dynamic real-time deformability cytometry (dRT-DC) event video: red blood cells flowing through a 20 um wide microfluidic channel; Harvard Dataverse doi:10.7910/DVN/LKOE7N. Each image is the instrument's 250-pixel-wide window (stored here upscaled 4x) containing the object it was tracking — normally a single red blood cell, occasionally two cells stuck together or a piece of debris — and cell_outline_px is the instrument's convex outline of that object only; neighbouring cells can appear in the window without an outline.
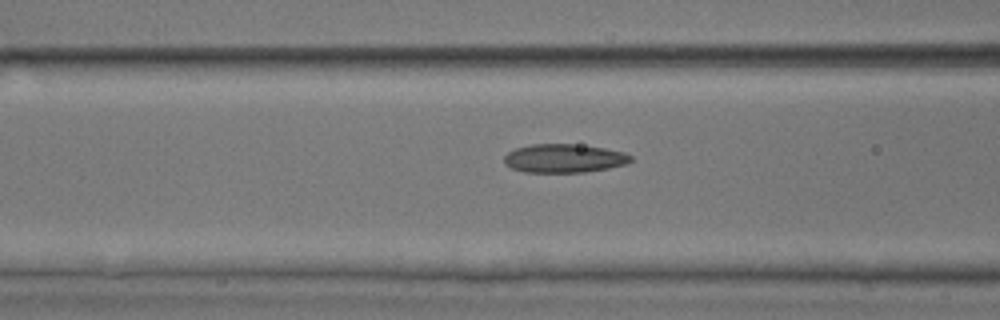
{"species": "common noctule bat (a hibernating species)", "species_latin": "Nyctalus noctula", "temperature_condition": "room temperature", "stored_images_in_passage": 26, "camera_frame_rate_fps": 3000, "um_per_image_px": 0.085, "animal": {"sex": "male", "body_mass_g": 17.9, "forearm_length_mm": 54.2}, "frame": {"image": 1, "passage_image": 5, "time_ms": 1.333, "image_size_px": [1000, 320], "cell_outline_px": [[632, 160], [628, 164], [608, 168], [584, 172], [524, 172], [512, 168], [504, 164], [504, 156], [508, 152], [516, 148], [532, 144], [572, 144], [604, 148], [624, 152], [632, 156]], "centroid_in_image_um": [47.95, 13.46], "position_along_channel_um": 118.7, "area_um2": 21.1}}
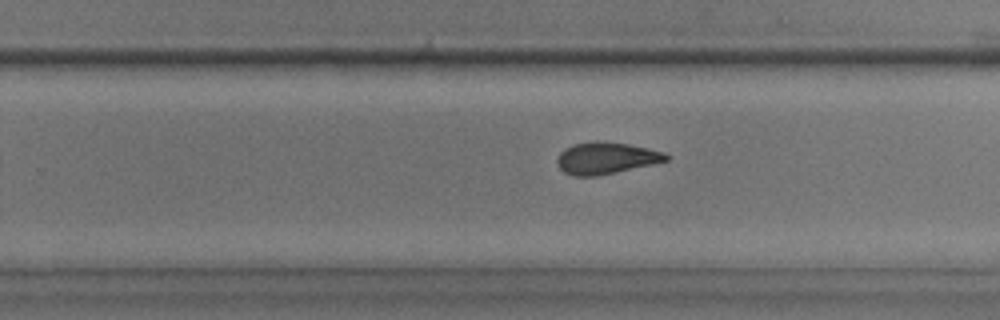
{"frame": {"image": 2, "passage_image": 17, "time_ms": 5.333, "image_size_px": [1000, 320], "cell_outline_px": [[672, 156], [668, 160], [652, 164], [596, 176], [572, 176], [564, 172], [556, 164], [556, 160], [560, 152], [564, 148], [572, 144], [596, 140], [604, 140], [628, 144], [648, 148], [664, 152]], "centroid_in_image_um": [51.49, 13.42], "position_along_channel_um": 278.3, "area_um2": 20.4}}
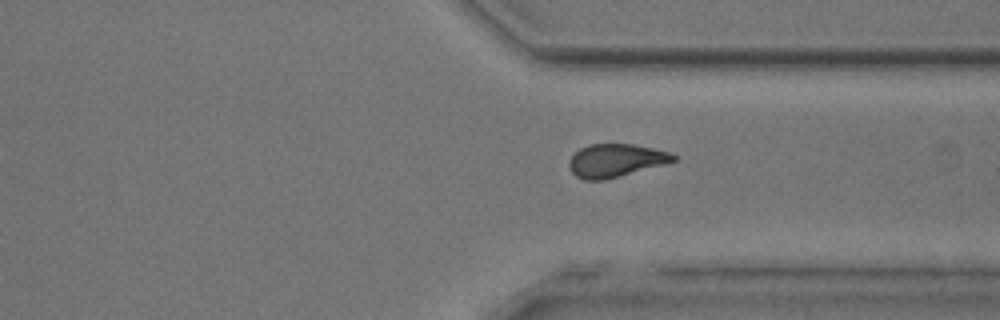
{"frame": {"image": 3, "passage_image": 23, "time_ms": 7.333, "image_size_px": [1000, 320], "cell_outline_px": [[676, 160], [664, 164], [604, 180], [584, 180], [576, 176], [568, 168], [568, 160], [580, 148], [588, 144], [632, 144], [652, 148], [668, 152], [676, 156]], "centroid_in_image_um": [52.28, 13.64], "position_along_channel_um": 359.1, "area_um2": 19.94}}